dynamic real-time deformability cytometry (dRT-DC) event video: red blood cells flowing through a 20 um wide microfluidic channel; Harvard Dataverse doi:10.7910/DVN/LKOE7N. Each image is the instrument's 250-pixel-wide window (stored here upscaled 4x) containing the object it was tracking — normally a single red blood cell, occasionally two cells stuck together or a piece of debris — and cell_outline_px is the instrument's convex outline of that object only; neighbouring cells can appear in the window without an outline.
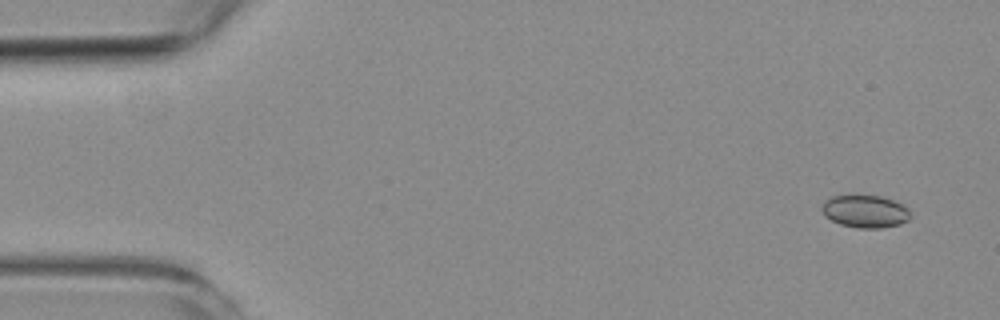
{"species": "common noctule bat (a hibernating species)", "species_latin": "Nyctalus noctula", "temperature_condition": "room temperature", "stored_images_in_passage": 5, "camera_frame_rate_fps": 3000, "um_per_image_px": 0.085, "animal": {"sex": "female", "body_mass_g": 19.3, "forearm_length_mm": 54.1}, "frame": {"image": 1, "passage_image": 1, "time_ms": 0.0, "image_size_px": [1000, 320], "cell_outline_px": [[912, 216], [908, 220], [900, 224], [880, 228], [856, 228], [840, 224], [832, 220], [820, 208], [832, 196], [880, 196], [892, 200], [908, 208]], "centroid_in_image_um": [73.59, 17.98], "position_along_channel_um": 11.4, "area_um2": 16.47}}
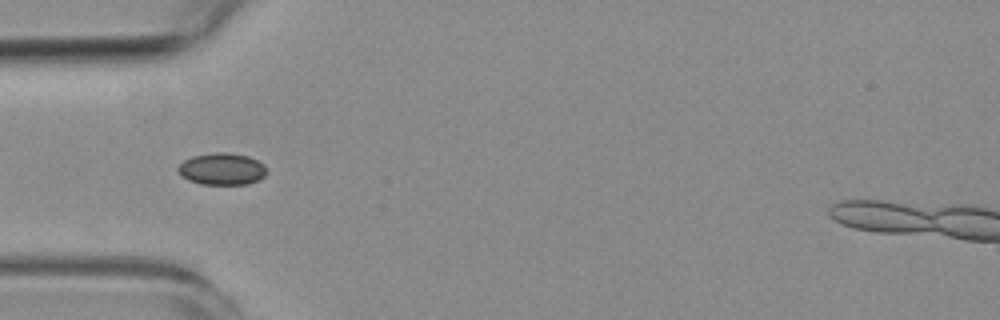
{"frame": {"image": 2, "passage_image": 5, "time_ms": 4.667, "image_size_px": [1000, 320], "cell_outline_px": [[268, 172], [264, 176], [248, 184], [200, 184], [188, 180], [180, 176], [176, 168], [184, 160], [192, 156], [216, 152], [224, 152], [248, 156], [264, 164]], "centroid_in_image_um": [18.84, 14.36], "position_along_channel_um": 66.2, "area_um2": 16.53}}